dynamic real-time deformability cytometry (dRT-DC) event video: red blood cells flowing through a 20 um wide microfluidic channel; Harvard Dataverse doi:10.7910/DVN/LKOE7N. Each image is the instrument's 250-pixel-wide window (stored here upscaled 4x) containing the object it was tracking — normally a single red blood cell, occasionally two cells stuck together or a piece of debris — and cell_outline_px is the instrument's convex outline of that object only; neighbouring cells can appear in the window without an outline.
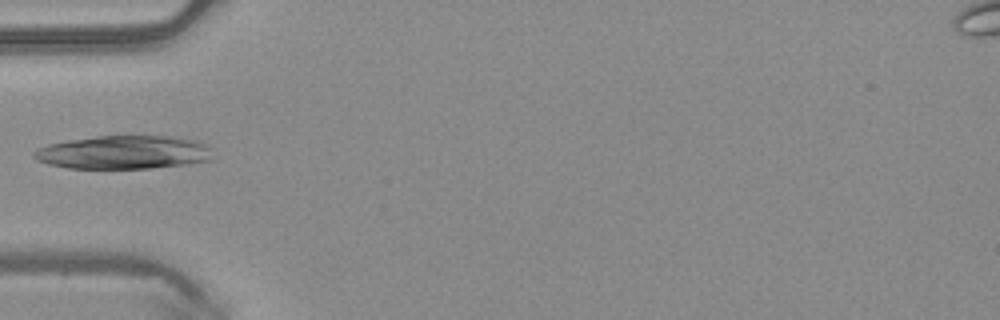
{"species": "common noctule bat (a hibernating species)", "species_latin": "Nyctalus noctula", "temperature_condition": "warm", "stored_images_in_passage": 3, "camera_frame_rate_fps": 3000, "um_per_image_px": 0.085, "animal": {"sex": "male", "body_mass_g": 20.4}, "frame": {"image": 1, "passage_image": 2, "time_ms": 0.333, "image_size_px": [1000, 320], "cell_outline_px": [[212, 160], [188, 164], [152, 168], [68, 168], [48, 164], [36, 160], [32, 156], [32, 152], [36, 148], [48, 144], [68, 140], [96, 136], [168, 136], [196, 140], [212, 148]], "centroid_in_image_um": [10.5, 12.95], "position_along_channel_um": 74.5, "area_um2": 35.08}}
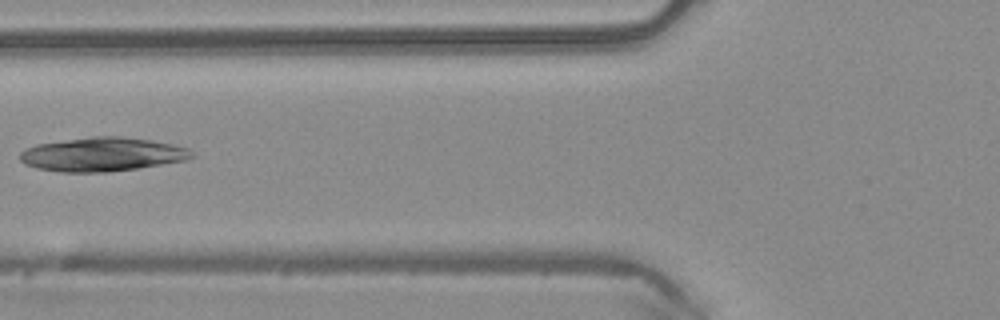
{"frame": {"image": 2, "passage_image": 3, "time_ms": 0.667, "image_size_px": [1000, 320], "cell_outline_px": [[196, 156], [188, 160], [136, 168], [108, 172], [60, 172], [36, 168], [24, 164], [20, 160], [20, 152], [24, 148], [36, 144], [92, 136], [120, 136], [152, 140], [172, 144], [188, 148]], "centroid_in_image_um": [8.68, 13.12], "position_along_channel_um": 117.1, "area_um2": 34.1}}